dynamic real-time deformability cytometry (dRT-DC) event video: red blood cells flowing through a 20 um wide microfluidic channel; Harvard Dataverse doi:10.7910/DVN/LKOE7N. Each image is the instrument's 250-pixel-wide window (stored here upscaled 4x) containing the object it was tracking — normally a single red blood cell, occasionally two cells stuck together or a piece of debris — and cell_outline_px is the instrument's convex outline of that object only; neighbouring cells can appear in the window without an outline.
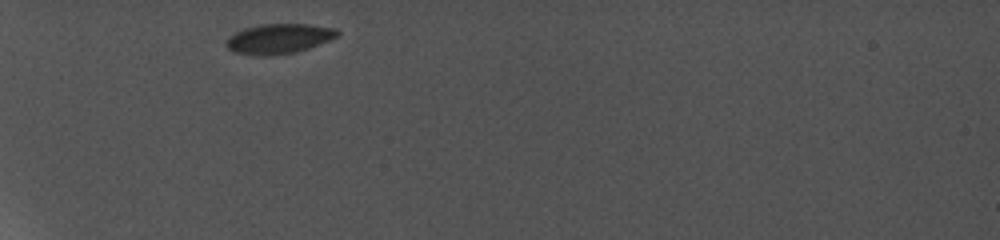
{"species": "common noctule bat (a hibernating species)", "species_latin": "Nyctalus noctula", "temperature_condition": "cold", "stored_images_in_passage": 5, "camera_frame_rate_fps": 5000, "um_per_image_px": 0.085, "animal": {"sex": "female", "body_mass_g": 19.0, "forearm_length_mm": 56.7}, "frame": {"image": 1, "passage_image": 1, "time_ms": 0.0, "image_size_px": [1000, 240], "cell_outline_px": [[340, 32], [336, 36], [328, 40], [308, 48], [296, 52], [272, 56], [256, 56], [232, 52], [228, 48], [228, 36], [244, 28], [260, 24], [308, 24], [336, 28]], "centroid_in_image_um": [23.68, 3.29], "position_along_channel_um": 61.3, "area_um2": 19.36}}
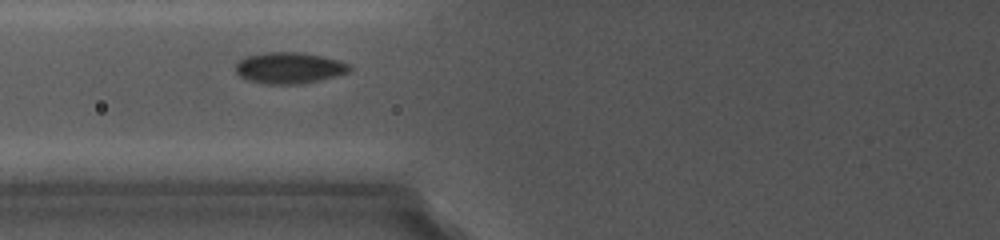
{"frame": {"image": 2, "passage_image": 3, "time_ms": 1.8, "image_size_px": [1000, 240], "cell_outline_px": [[352, 68], [348, 72], [336, 76], [320, 80], [296, 84], [276, 84], [252, 80], [240, 76], [236, 72], [236, 64], [240, 60], [248, 56], [264, 52], [300, 52], [324, 56], [352, 64]], "centroid_in_image_um": [24.65, 5.75], "position_along_channel_um": 101.1, "area_um2": 20.52}}
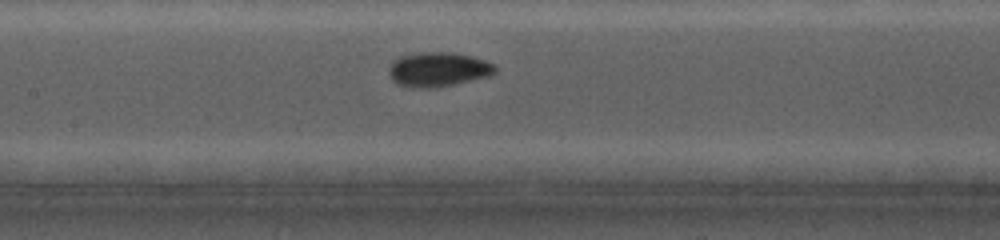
{"frame": {"image": 3, "passage_image": 5, "time_ms": 3.6, "image_size_px": [1000, 240], "cell_outline_px": [[496, 72], [488, 76], [448, 84], [400, 84], [388, 72], [388, 68], [400, 56], [420, 52], [452, 52], [472, 56], [484, 60], [492, 64], [496, 68]], "centroid_in_image_um": [37.31, 5.81], "position_along_channel_um": 170.1, "area_um2": 19.77}}